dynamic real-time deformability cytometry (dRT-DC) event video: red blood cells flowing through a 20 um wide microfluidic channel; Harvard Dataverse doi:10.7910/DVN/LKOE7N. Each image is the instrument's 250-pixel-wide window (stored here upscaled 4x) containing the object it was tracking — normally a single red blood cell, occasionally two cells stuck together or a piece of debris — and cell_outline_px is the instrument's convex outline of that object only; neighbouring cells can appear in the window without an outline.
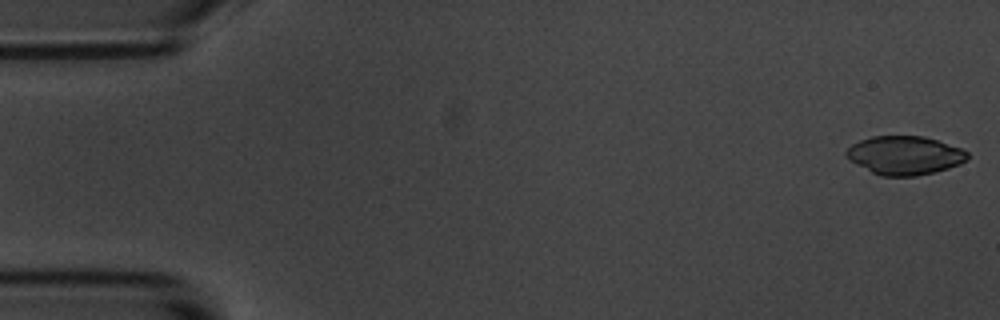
{"species": "common noctule bat (a hibernating species)", "species_latin": "Nyctalus noctula", "temperature_condition": "room temperature", "stored_images_in_passage": 5, "camera_frame_rate_fps": 3000, "um_per_image_px": 0.085, "animal": {"sex": "male", "body_mass_g": 20.1, "forearm_length_mm": 53.5}, "frame": {"image": 1, "passage_image": 1, "time_ms": 0.0, "image_size_px": [1000, 320], "cell_outline_px": [[968, 160], [960, 164], [948, 168], [916, 176], [880, 176], [848, 160], [844, 152], [852, 144], [860, 140], [872, 136], [924, 136], [960, 148], [968, 152]], "centroid_in_image_um": [76.88, 13.2], "position_along_channel_um": 8.1, "area_um2": 27.22}}